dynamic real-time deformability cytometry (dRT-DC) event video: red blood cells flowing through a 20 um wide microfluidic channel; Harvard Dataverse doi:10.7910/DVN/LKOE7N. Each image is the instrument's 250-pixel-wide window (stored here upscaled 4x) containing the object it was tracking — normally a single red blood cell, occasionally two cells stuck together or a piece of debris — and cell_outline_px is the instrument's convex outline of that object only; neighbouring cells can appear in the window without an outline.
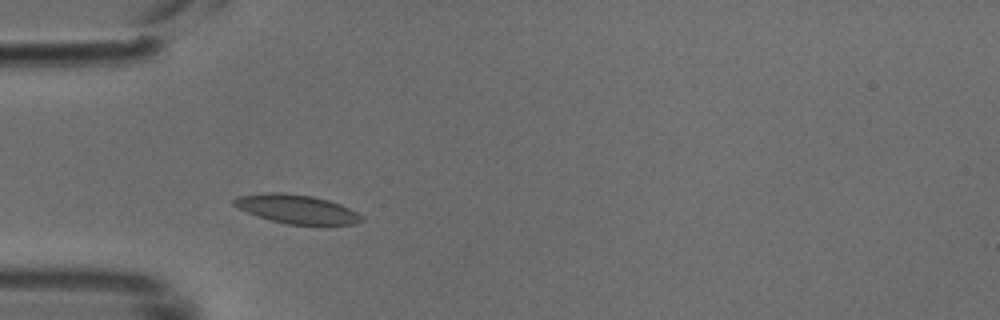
{"species": "common noctule bat (a hibernating species)", "species_latin": "Nyctalus noctula", "temperature_condition": "cold", "stored_images_in_passage": 26, "camera_frame_rate_fps": 3000, "um_per_image_px": 0.085, "animal": {"sex": "male", "body_mass_g": 18.8}, "frame": {"image": 1, "passage_image": 1, "time_ms": 0.0, "image_size_px": [1000, 320], "cell_outline_px": [[364, 220], [356, 224], [288, 224], [256, 216], [232, 204], [232, 200], [236, 196], [264, 192], [284, 192], [312, 196], [328, 200], [340, 204], [364, 216]], "centroid_in_image_um": [25.2, 17.75], "position_along_channel_um": 59.8, "area_um2": 21.39}}
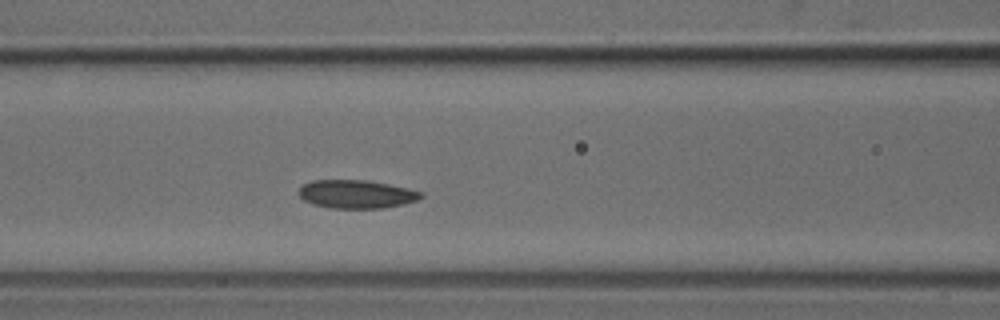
{"frame": {"image": 2, "passage_image": 7, "time_ms": 2.0, "image_size_px": [1000, 320], "cell_outline_px": [[424, 196], [416, 200], [404, 204], [380, 208], [332, 208], [312, 204], [304, 200], [300, 196], [300, 188], [304, 184], [312, 180], [368, 180], [408, 188], [424, 192]], "centroid_in_image_um": [30.32, 16.5], "position_along_channel_um": 136.3, "area_um2": 20.11}}
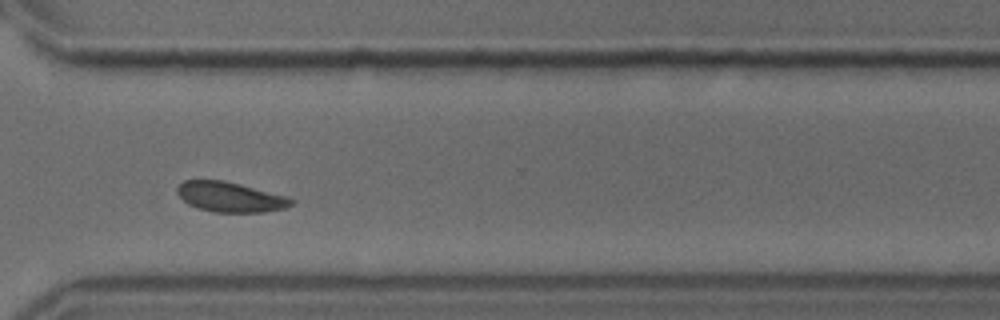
{"frame": {"image": 3, "passage_image": 23, "time_ms": 7.333, "image_size_px": [1000, 320], "cell_outline_px": [[296, 200], [292, 204], [284, 208], [264, 212], [212, 212], [188, 204], [176, 192], [176, 188], [184, 180], [224, 180], [288, 196]], "centroid_in_image_um": [19.59, 16.74], "position_along_channel_um": 351.0, "area_um2": 19.94}}